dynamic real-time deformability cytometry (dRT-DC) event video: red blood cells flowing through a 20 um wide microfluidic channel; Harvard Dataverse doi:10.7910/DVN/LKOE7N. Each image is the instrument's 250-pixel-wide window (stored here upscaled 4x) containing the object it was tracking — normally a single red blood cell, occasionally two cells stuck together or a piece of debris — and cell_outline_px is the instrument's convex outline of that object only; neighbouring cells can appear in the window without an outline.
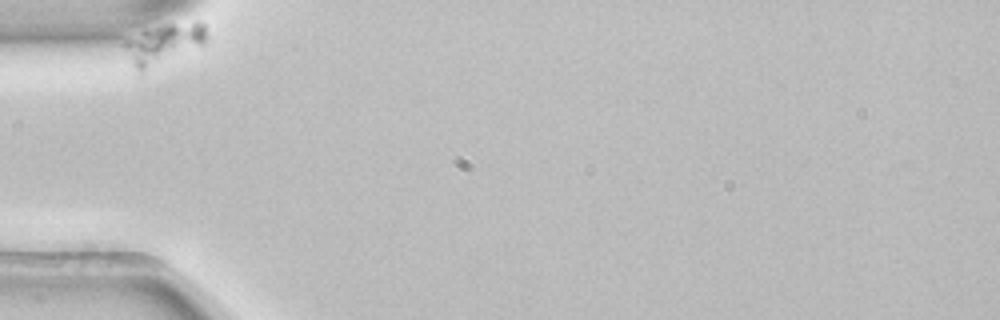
{"species": "common noctule bat (a hibernating species)", "species_latin": "Nyctalus noctula", "temperature_condition": "room temperature", "stored_images_in_passage": 2, "camera_frame_rate_fps": 3000, "um_per_image_px": 0.085, "animal": {"sex": "female", "body_mass_g": 22.7, "forearm_length_mm": 54.2}, "frame": {"image": 1, "passage_image": 1, "time_ms": 0.0, "image_size_px": [1000, 320], "cell_outline_px": [[208, 40], [204, 44], [144, 72], [140, 72], [132, 64], [124, 44], [124, 40], [164, 24], [196, 20], [200, 20], [204, 24], [208, 32]], "centroid_in_image_um": [14.02, 3.69], "position_along_channel_um": 71.0, "area_um2": 19.13}}